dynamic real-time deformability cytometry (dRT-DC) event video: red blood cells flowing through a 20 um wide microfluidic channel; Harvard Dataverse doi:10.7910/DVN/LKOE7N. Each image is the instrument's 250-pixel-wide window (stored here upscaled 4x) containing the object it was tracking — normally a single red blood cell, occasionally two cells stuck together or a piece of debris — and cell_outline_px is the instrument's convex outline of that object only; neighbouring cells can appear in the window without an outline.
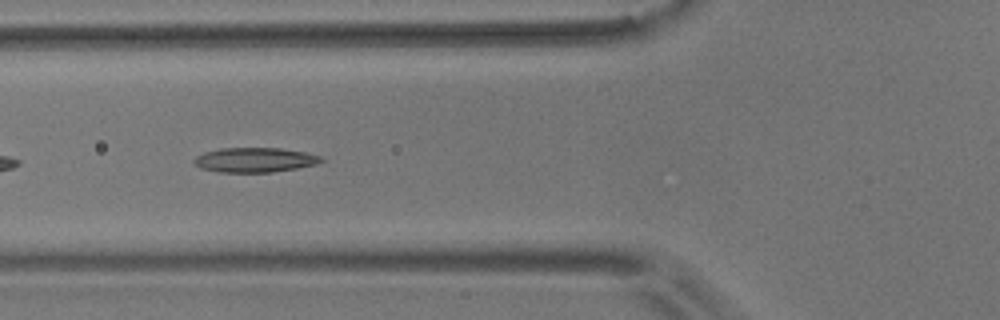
{"species": "common noctule bat (a hibernating species)", "species_latin": "Nyctalus noctula", "temperature_condition": "room temperature", "stored_images_in_passage": 32, "camera_frame_rate_fps": 3000, "um_per_image_px": 0.085, "animal": {"sex": "male", "body_mass_g": 17.9}, "frame": {"image": 1, "passage_image": 5, "time_ms": 1.333, "image_size_px": [1000, 320], "cell_outline_px": [[324, 160], [316, 164], [296, 168], [272, 172], [220, 172], [200, 168], [192, 160], [196, 156], [204, 152], [220, 148], [280, 148], [304, 152], [320, 156]], "centroid_in_image_um": [21.63, 13.59], "position_along_channel_um": 104.2, "area_um2": 18.15}, "authors_computed_cell_mechanics": {"area_um2": 17.6579, "velocity_mm_per_s": 3.6635, "shape_relaxation_time_tau1_ms": null, "shape_relaxation_time_tau2_ms": 3.9946, "deformation_change_tau1": null, "deformation_change_tau2": 0.0957}}